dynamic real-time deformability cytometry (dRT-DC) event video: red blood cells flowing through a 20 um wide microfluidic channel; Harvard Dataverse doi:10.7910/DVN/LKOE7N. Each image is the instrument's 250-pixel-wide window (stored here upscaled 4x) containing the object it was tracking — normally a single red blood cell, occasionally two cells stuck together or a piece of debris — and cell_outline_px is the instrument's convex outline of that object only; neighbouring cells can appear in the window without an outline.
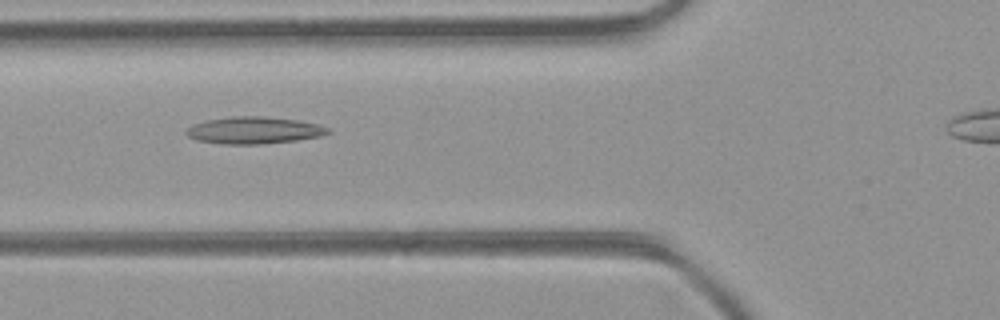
{"species": "common noctule bat (a hibernating species)", "species_latin": "Nyctalus noctula", "temperature_condition": "room temperature", "stored_images_in_passage": 31, "camera_frame_rate_fps": 3000, "um_per_image_px": 0.085, "animal": {"sex": "female", "body_mass_g": 21.9}, "frame": {"image": 1, "passage_image": 8, "time_ms": 2.333, "image_size_px": [1000, 320], "cell_outline_px": [[332, 132], [320, 136], [296, 140], [260, 144], [224, 144], [196, 140], [188, 136], [184, 132], [192, 124], [208, 120], [232, 116], [264, 116], [300, 120], [320, 124], [328, 128]], "centroid_in_image_um": [21.6, 11.07], "position_along_channel_um": 104.2, "area_um2": 22.37}}
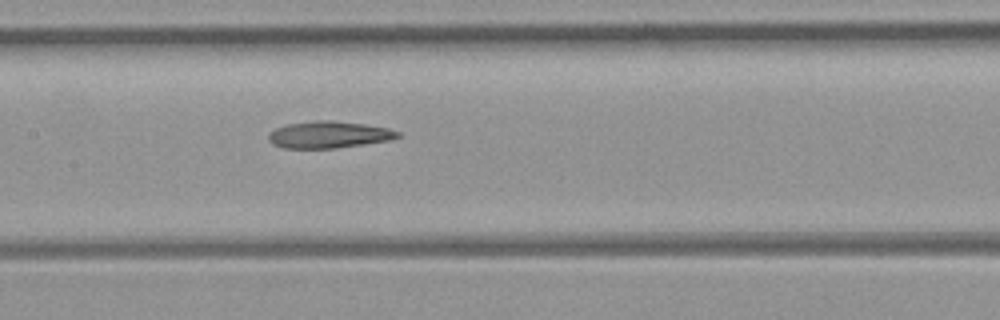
{"frame": {"image": 2, "passage_image": 13, "time_ms": 4.0, "image_size_px": [1000, 320], "cell_outline_px": [[400, 136], [388, 140], [336, 148], [284, 148], [272, 144], [268, 140], [268, 136], [276, 128], [288, 124], [316, 120], [332, 120], [364, 124], [388, 128], [400, 132]], "centroid_in_image_um": [27.93, 11.44], "position_along_channel_um": 179.5, "area_um2": 20.0}}
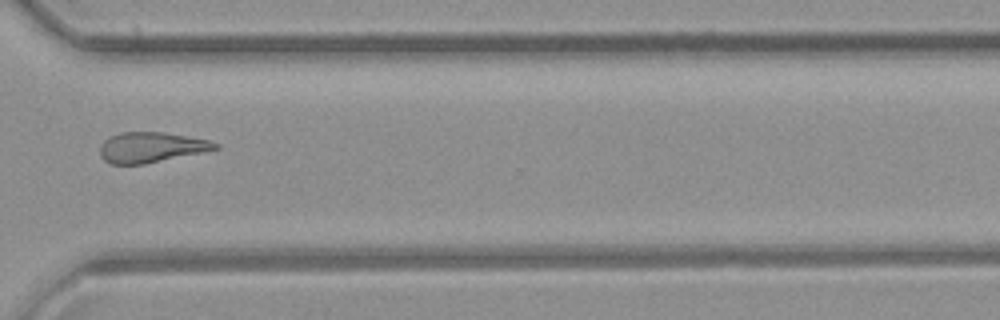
{"frame": {"image": 3, "passage_image": 25, "time_ms": 8.0, "image_size_px": [1000, 320], "cell_outline_px": [[220, 148], [144, 164], [112, 164], [104, 160], [100, 156], [100, 144], [108, 136], [120, 132], [164, 132], [208, 140], [220, 144]], "centroid_in_image_um": [12.8, 12.51], "position_along_channel_um": 357.8, "area_um2": 20.29}}